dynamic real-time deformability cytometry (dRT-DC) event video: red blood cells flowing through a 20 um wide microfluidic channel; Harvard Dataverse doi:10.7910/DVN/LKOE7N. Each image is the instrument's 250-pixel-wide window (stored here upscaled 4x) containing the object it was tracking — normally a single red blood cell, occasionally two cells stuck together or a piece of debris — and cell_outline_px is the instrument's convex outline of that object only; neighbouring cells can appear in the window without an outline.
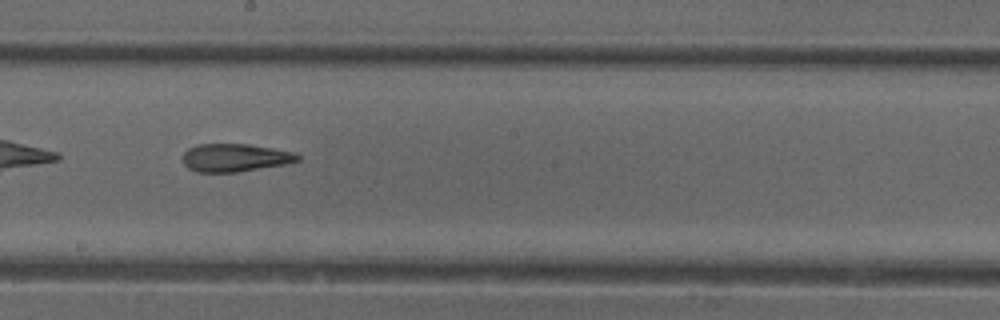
{"species": "common noctule bat (a hibernating species)", "species_latin": "Nyctalus noctula", "temperature_condition": "cold", "stored_images_in_passage": 29, "camera_frame_rate_fps": 3000, "um_per_image_px": 0.085, "animal": {"sex": "female"}, "frame": {"image": 1, "passage_image": 13, "time_ms": 4.0, "image_size_px": [1000, 320], "cell_outline_px": [[300, 160], [284, 164], [236, 172], [196, 172], [188, 168], [184, 164], [184, 152], [188, 148], [196, 144], [248, 144], [296, 152], [300, 156]], "centroid_in_image_um": [19.97, 13.39], "position_along_channel_um": 228.2, "area_um2": 18.67}}
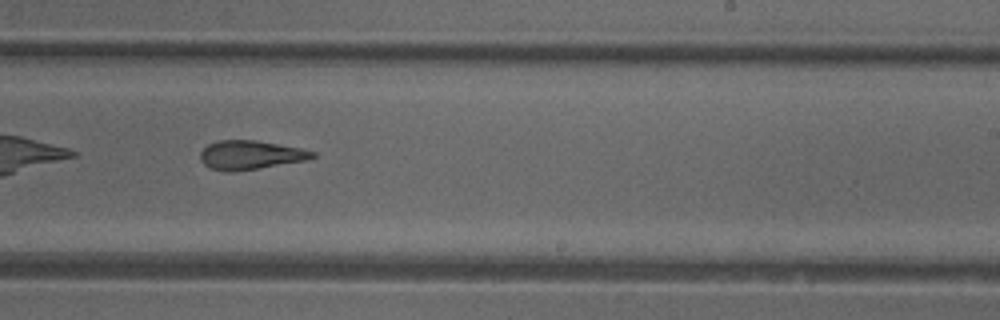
{"frame": {"image": 2, "passage_image": 16, "time_ms": 5.0, "image_size_px": [1000, 320], "cell_outline_px": [[316, 156], [308, 160], [232, 172], [224, 172], [212, 168], [204, 164], [200, 160], [200, 152], [208, 144], [216, 140], [256, 140], [300, 148], [316, 152]], "centroid_in_image_um": [21.27, 13.17], "position_along_channel_um": 267.7, "area_um2": 18.9}, "authors_computed_cell_mechanics": {"area_um2": 19.1896, "velocity_mm_per_s": 3.9646, "shape_relaxation_time_tau1_ms": 10.7941, "shape_relaxation_time_tau2_ms": 3.3131, "deformation_change_tau1": 0.2567, "deformation_change_tau2": 0.1527}}